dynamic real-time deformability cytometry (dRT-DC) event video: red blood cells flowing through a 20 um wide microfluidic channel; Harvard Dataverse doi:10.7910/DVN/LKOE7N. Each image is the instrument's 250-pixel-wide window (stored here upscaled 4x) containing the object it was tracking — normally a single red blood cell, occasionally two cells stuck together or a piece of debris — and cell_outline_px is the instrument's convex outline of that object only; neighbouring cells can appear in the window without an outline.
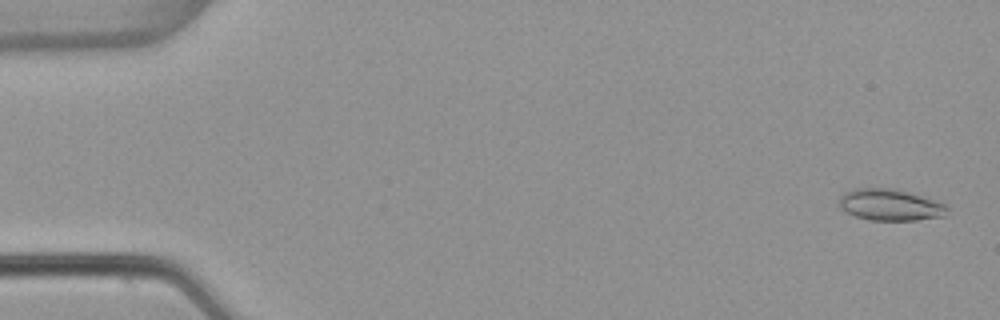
{"species": "common noctule bat (a hibernating species)", "species_latin": "Nyctalus noctula", "temperature_condition": "warm", "stored_images_in_passage": 53, "camera_frame_rate_fps": 3000, "um_per_image_px": 0.085, "animal": {"sex": "female", "body_mass_g": 22.7, "forearm_length_mm": 54.2}, "frame": {"image": 1, "passage_image": 2, "time_ms": 0.333, "image_size_px": [1000, 320], "cell_outline_px": [[948, 208], [944, 216], [916, 220], [868, 220], [844, 212], [840, 208], [840, 196], [844, 192], [856, 188], [896, 188], [940, 200], [948, 204]], "centroid_in_image_um": [75.71, 17.4], "position_along_channel_um": 9.3, "area_um2": 20.29}}
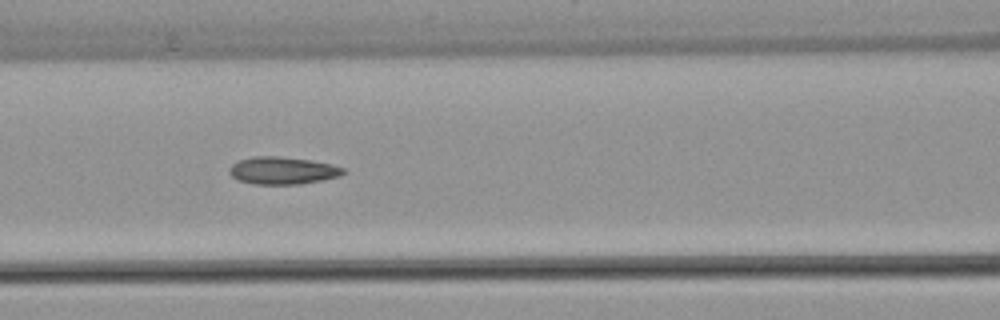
{"frame": {"image": 2, "passage_image": 23, "time_ms": 7.333, "image_size_px": [1000, 320], "cell_outline_px": [[348, 172], [340, 176], [300, 184], [252, 184], [236, 180], [228, 172], [228, 168], [232, 164], [240, 160], [252, 156], [276, 156], [312, 160], [332, 164], [344, 168]], "centroid_in_image_um": [24.01, 14.49], "position_along_channel_um": 142.6, "area_um2": 18.38}}
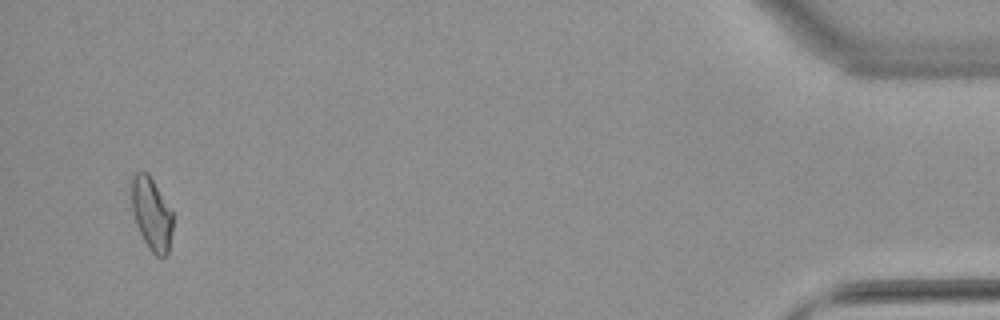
{"frame": {"image": 3, "passage_image": 51, "time_ms": 16.667, "image_size_px": [1000, 320], "cell_outline_px": [[172, 228], [168, 252], [164, 256], [156, 256], [148, 248], [136, 224], [132, 212], [132, 176], [136, 172], [148, 172], [172, 212]], "centroid_in_image_um": [12.87, 18.17], "position_along_channel_um": 422.3, "area_um2": 17.17}, "authors_computed_cell_mechanics": {"area_um2": 17.918, "velocity_mm_per_s": 3.8861, "shape_relaxation_time_tau1_ms": null, "shape_relaxation_time_tau2_ms": 3.2058, "deformation_change_tau1": null, "deformation_change_tau2": 0.1002}}